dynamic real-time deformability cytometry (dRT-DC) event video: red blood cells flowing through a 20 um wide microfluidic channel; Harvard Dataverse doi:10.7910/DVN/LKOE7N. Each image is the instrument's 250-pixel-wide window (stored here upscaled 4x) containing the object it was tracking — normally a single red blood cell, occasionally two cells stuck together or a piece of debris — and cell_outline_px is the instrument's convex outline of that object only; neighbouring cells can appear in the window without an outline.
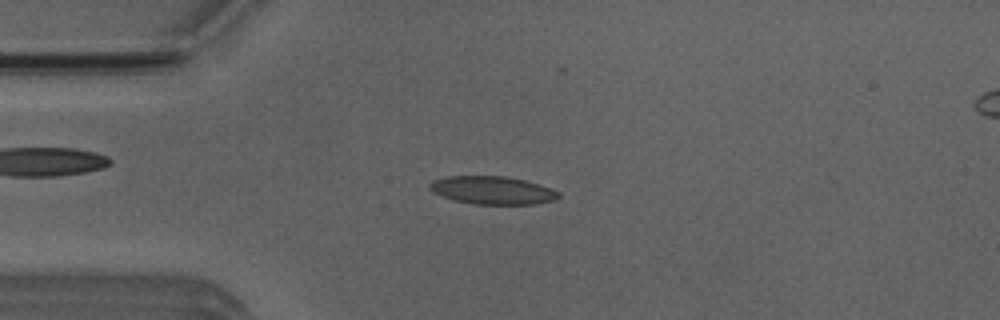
{"species": "Egyptian fruit bat (a non-hibernating species)", "species_latin": "Rousettus aegyptiacus", "temperature_condition": "room temperature", "stored_images_in_passage": 4, "camera_frame_rate_fps": 3000, "um_per_image_px": 0.085, "animal": {"sex": "male"}, "frame": {"image": 1, "passage_image": 3, "time_ms": 2.333, "image_size_px": [1000, 320], "cell_outline_px": [[560, 196], [556, 200], [536, 204], [472, 204], [452, 200], [432, 192], [428, 188], [428, 184], [432, 180], [448, 176], [504, 176], [524, 180], [552, 188], [560, 192]], "centroid_in_image_um": [41.84, 16.18], "position_along_channel_um": 43.2, "area_um2": 21.27}}